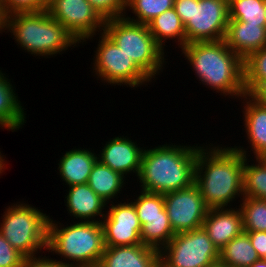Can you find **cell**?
<instances>
[{
	"mask_svg": "<svg viewBox=\"0 0 266 267\" xmlns=\"http://www.w3.org/2000/svg\"><path fill=\"white\" fill-rule=\"evenodd\" d=\"M208 267H230V266H228V265H226V264L221 263L220 261H218V262H215V263H213L212 265H210Z\"/></svg>",
	"mask_w": 266,
	"mask_h": 267,
	"instance_id": "f35d334b",
	"label": "cell"
},
{
	"mask_svg": "<svg viewBox=\"0 0 266 267\" xmlns=\"http://www.w3.org/2000/svg\"><path fill=\"white\" fill-rule=\"evenodd\" d=\"M250 267H266V259L259 258L256 262H254Z\"/></svg>",
	"mask_w": 266,
	"mask_h": 267,
	"instance_id": "74e56055",
	"label": "cell"
},
{
	"mask_svg": "<svg viewBox=\"0 0 266 267\" xmlns=\"http://www.w3.org/2000/svg\"><path fill=\"white\" fill-rule=\"evenodd\" d=\"M254 96L266 106V85H264Z\"/></svg>",
	"mask_w": 266,
	"mask_h": 267,
	"instance_id": "8d00e7d4",
	"label": "cell"
},
{
	"mask_svg": "<svg viewBox=\"0 0 266 267\" xmlns=\"http://www.w3.org/2000/svg\"><path fill=\"white\" fill-rule=\"evenodd\" d=\"M105 19L123 17L126 0H88Z\"/></svg>",
	"mask_w": 266,
	"mask_h": 267,
	"instance_id": "d6a6232c",
	"label": "cell"
},
{
	"mask_svg": "<svg viewBox=\"0 0 266 267\" xmlns=\"http://www.w3.org/2000/svg\"><path fill=\"white\" fill-rule=\"evenodd\" d=\"M224 41L244 61L251 53L266 46V27L229 20Z\"/></svg>",
	"mask_w": 266,
	"mask_h": 267,
	"instance_id": "ac0fdd59",
	"label": "cell"
},
{
	"mask_svg": "<svg viewBox=\"0 0 266 267\" xmlns=\"http://www.w3.org/2000/svg\"><path fill=\"white\" fill-rule=\"evenodd\" d=\"M2 32H3V16L0 11V33L1 35L3 34Z\"/></svg>",
	"mask_w": 266,
	"mask_h": 267,
	"instance_id": "ab89813d",
	"label": "cell"
},
{
	"mask_svg": "<svg viewBox=\"0 0 266 267\" xmlns=\"http://www.w3.org/2000/svg\"><path fill=\"white\" fill-rule=\"evenodd\" d=\"M22 267H69L63 265L62 263L55 261L54 257L51 258L49 255L37 256V257H30L25 258L22 264Z\"/></svg>",
	"mask_w": 266,
	"mask_h": 267,
	"instance_id": "e575fe53",
	"label": "cell"
},
{
	"mask_svg": "<svg viewBox=\"0 0 266 267\" xmlns=\"http://www.w3.org/2000/svg\"><path fill=\"white\" fill-rule=\"evenodd\" d=\"M261 158L266 161V153Z\"/></svg>",
	"mask_w": 266,
	"mask_h": 267,
	"instance_id": "7bdbcfd3",
	"label": "cell"
},
{
	"mask_svg": "<svg viewBox=\"0 0 266 267\" xmlns=\"http://www.w3.org/2000/svg\"><path fill=\"white\" fill-rule=\"evenodd\" d=\"M23 201L5 207L0 233L25 258L41 256L47 250L48 220L42 209Z\"/></svg>",
	"mask_w": 266,
	"mask_h": 267,
	"instance_id": "52a82bcc",
	"label": "cell"
},
{
	"mask_svg": "<svg viewBox=\"0 0 266 267\" xmlns=\"http://www.w3.org/2000/svg\"><path fill=\"white\" fill-rule=\"evenodd\" d=\"M259 258L266 259V232H246Z\"/></svg>",
	"mask_w": 266,
	"mask_h": 267,
	"instance_id": "d590c367",
	"label": "cell"
},
{
	"mask_svg": "<svg viewBox=\"0 0 266 267\" xmlns=\"http://www.w3.org/2000/svg\"><path fill=\"white\" fill-rule=\"evenodd\" d=\"M98 35L97 47L91 62V73L96 76L97 81L100 80L103 85L108 86H129L131 90L144 85L148 87L153 83L104 32Z\"/></svg>",
	"mask_w": 266,
	"mask_h": 267,
	"instance_id": "9c48e42d",
	"label": "cell"
},
{
	"mask_svg": "<svg viewBox=\"0 0 266 267\" xmlns=\"http://www.w3.org/2000/svg\"><path fill=\"white\" fill-rule=\"evenodd\" d=\"M61 154L57 163V174L63 181V186L87 183L92 167L97 161V151L95 153V149H82L78 146Z\"/></svg>",
	"mask_w": 266,
	"mask_h": 267,
	"instance_id": "ffe728a7",
	"label": "cell"
},
{
	"mask_svg": "<svg viewBox=\"0 0 266 267\" xmlns=\"http://www.w3.org/2000/svg\"><path fill=\"white\" fill-rule=\"evenodd\" d=\"M0 70V128L12 132L22 129L27 122L26 110L18 97L13 79ZM12 82V83H11Z\"/></svg>",
	"mask_w": 266,
	"mask_h": 267,
	"instance_id": "44dd1931",
	"label": "cell"
},
{
	"mask_svg": "<svg viewBox=\"0 0 266 267\" xmlns=\"http://www.w3.org/2000/svg\"><path fill=\"white\" fill-rule=\"evenodd\" d=\"M147 25L155 41L165 52L167 40L177 44L175 48L182 49L187 44L184 25L174 7L164 11Z\"/></svg>",
	"mask_w": 266,
	"mask_h": 267,
	"instance_id": "7402d4cb",
	"label": "cell"
},
{
	"mask_svg": "<svg viewBox=\"0 0 266 267\" xmlns=\"http://www.w3.org/2000/svg\"><path fill=\"white\" fill-rule=\"evenodd\" d=\"M102 148L97 154V160L105 166L110 167L113 171L120 173L127 181L130 176L136 178L141 168L142 154L144 146L140 147V142L133 141L127 135H118L102 143ZM130 175V176H129ZM128 177V178H127Z\"/></svg>",
	"mask_w": 266,
	"mask_h": 267,
	"instance_id": "5bb4252c",
	"label": "cell"
},
{
	"mask_svg": "<svg viewBox=\"0 0 266 267\" xmlns=\"http://www.w3.org/2000/svg\"><path fill=\"white\" fill-rule=\"evenodd\" d=\"M239 100L241 106L243 105L241 112L245 129H242L246 132L245 137L249 146H246V149L240 144L232 147L246 157H251L252 154L254 158L262 157L266 153V106L254 95L244 94Z\"/></svg>",
	"mask_w": 266,
	"mask_h": 267,
	"instance_id": "9a60e30c",
	"label": "cell"
},
{
	"mask_svg": "<svg viewBox=\"0 0 266 267\" xmlns=\"http://www.w3.org/2000/svg\"><path fill=\"white\" fill-rule=\"evenodd\" d=\"M203 144L197 153L194 184L209 209L237 207L244 197L246 156L232 146Z\"/></svg>",
	"mask_w": 266,
	"mask_h": 267,
	"instance_id": "6da1fadb",
	"label": "cell"
},
{
	"mask_svg": "<svg viewBox=\"0 0 266 267\" xmlns=\"http://www.w3.org/2000/svg\"><path fill=\"white\" fill-rule=\"evenodd\" d=\"M139 221L143 245L161 251L175 236L166 208L163 209V217L139 218Z\"/></svg>",
	"mask_w": 266,
	"mask_h": 267,
	"instance_id": "d4e9b609",
	"label": "cell"
},
{
	"mask_svg": "<svg viewBox=\"0 0 266 267\" xmlns=\"http://www.w3.org/2000/svg\"><path fill=\"white\" fill-rule=\"evenodd\" d=\"M174 9L184 25L187 44L224 40L228 0H174Z\"/></svg>",
	"mask_w": 266,
	"mask_h": 267,
	"instance_id": "ba28073f",
	"label": "cell"
},
{
	"mask_svg": "<svg viewBox=\"0 0 266 267\" xmlns=\"http://www.w3.org/2000/svg\"><path fill=\"white\" fill-rule=\"evenodd\" d=\"M46 6L52 1V0H41Z\"/></svg>",
	"mask_w": 266,
	"mask_h": 267,
	"instance_id": "60d3db41",
	"label": "cell"
},
{
	"mask_svg": "<svg viewBox=\"0 0 266 267\" xmlns=\"http://www.w3.org/2000/svg\"><path fill=\"white\" fill-rule=\"evenodd\" d=\"M160 263V251L136 244L132 246L105 247L99 267H156Z\"/></svg>",
	"mask_w": 266,
	"mask_h": 267,
	"instance_id": "d6986e66",
	"label": "cell"
},
{
	"mask_svg": "<svg viewBox=\"0 0 266 267\" xmlns=\"http://www.w3.org/2000/svg\"><path fill=\"white\" fill-rule=\"evenodd\" d=\"M4 32L11 34L21 50L39 59L62 55L81 45L47 10L3 17Z\"/></svg>",
	"mask_w": 266,
	"mask_h": 267,
	"instance_id": "277c9868",
	"label": "cell"
},
{
	"mask_svg": "<svg viewBox=\"0 0 266 267\" xmlns=\"http://www.w3.org/2000/svg\"><path fill=\"white\" fill-rule=\"evenodd\" d=\"M174 7V0H126L123 17L131 22L147 25L164 11ZM131 11L132 15L128 12Z\"/></svg>",
	"mask_w": 266,
	"mask_h": 267,
	"instance_id": "4316f807",
	"label": "cell"
},
{
	"mask_svg": "<svg viewBox=\"0 0 266 267\" xmlns=\"http://www.w3.org/2000/svg\"><path fill=\"white\" fill-rule=\"evenodd\" d=\"M65 191L64 203L71 219H74L71 221H102L106 215L107 203L87 183L69 186Z\"/></svg>",
	"mask_w": 266,
	"mask_h": 267,
	"instance_id": "2e32d148",
	"label": "cell"
},
{
	"mask_svg": "<svg viewBox=\"0 0 266 267\" xmlns=\"http://www.w3.org/2000/svg\"><path fill=\"white\" fill-rule=\"evenodd\" d=\"M165 143L144 148L137 177L140 190L166 194L194 184L197 153L203 144Z\"/></svg>",
	"mask_w": 266,
	"mask_h": 267,
	"instance_id": "7a4b0ae2",
	"label": "cell"
},
{
	"mask_svg": "<svg viewBox=\"0 0 266 267\" xmlns=\"http://www.w3.org/2000/svg\"><path fill=\"white\" fill-rule=\"evenodd\" d=\"M243 195L266 200V161L261 157L244 159Z\"/></svg>",
	"mask_w": 266,
	"mask_h": 267,
	"instance_id": "484cf974",
	"label": "cell"
},
{
	"mask_svg": "<svg viewBox=\"0 0 266 267\" xmlns=\"http://www.w3.org/2000/svg\"><path fill=\"white\" fill-rule=\"evenodd\" d=\"M126 178L98 160L93 165L87 184L107 204L118 201L126 183ZM119 195V196H118ZM116 198V199H115Z\"/></svg>",
	"mask_w": 266,
	"mask_h": 267,
	"instance_id": "603a6c76",
	"label": "cell"
},
{
	"mask_svg": "<svg viewBox=\"0 0 266 267\" xmlns=\"http://www.w3.org/2000/svg\"><path fill=\"white\" fill-rule=\"evenodd\" d=\"M24 259L0 233V267H22Z\"/></svg>",
	"mask_w": 266,
	"mask_h": 267,
	"instance_id": "836d02e7",
	"label": "cell"
},
{
	"mask_svg": "<svg viewBox=\"0 0 266 267\" xmlns=\"http://www.w3.org/2000/svg\"><path fill=\"white\" fill-rule=\"evenodd\" d=\"M64 225L49 217L48 254H56L54 260L69 267L97 266L105 248L102 223L71 221Z\"/></svg>",
	"mask_w": 266,
	"mask_h": 267,
	"instance_id": "5b68a950",
	"label": "cell"
},
{
	"mask_svg": "<svg viewBox=\"0 0 266 267\" xmlns=\"http://www.w3.org/2000/svg\"><path fill=\"white\" fill-rule=\"evenodd\" d=\"M246 94L255 95L266 85V46L251 53L243 61Z\"/></svg>",
	"mask_w": 266,
	"mask_h": 267,
	"instance_id": "83f0119b",
	"label": "cell"
},
{
	"mask_svg": "<svg viewBox=\"0 0 266 267\" xmlns=\"http://www.w3.org/2000/svg\"><path fill=\"white\" fill-rule=\"evenodd\" d=\"M258 259L256 250L244 231L219 251V261L230 267H250Z\"/></svg>",
	"mask_w": 266,
	"mask_h": 267,
	"instance_id": "cb8c5ba5",
	"label": "cell"
},
{
	"mask_svg": "<svg viewBox=\"0 0 266 267\" xmlns=\"http://www.w3.org/2000/svg\"><path fill=\"white\" fill-rule=\"evenodd\" d=\"M130 200L136 210L138 218H153V217H163V209L165 208L164 195L152 192H146L140 190ZM136 198V199H134Z\"/></svg>",
	"mask_w": 266,
	"mask_h": 267,
	"instance_id": "4dcf8cb0",
	"label": "cell"
},
{
	"mask_svg": "<svg viewBox=\"0 0 266 267\" xmlns=\"http://www.w3.org/2000/svg\"><path fill=\"white\" fill-rule=\"evenodd\" d=\"M244 232H266V200L243 197L238 204Z\"/></svg>",
	"mask_w": 266,
	"mask_h": 267,
	"instance_id": "f1b7e54d",
	"label": "cell"
},
{
	"mask_svg": "<svg viewBox=\"0 0 266 267\" xmlns=\"http://www.w3.org/2000/svg\"><path fill=\"white\" fill-rule=\"evenodd\" d=\"M180 51L198 83L228 99L239 100L246 94L243 60L224 40L188 43Z\"/></svg>",
	"mask_w": 266,
	"mask_h": 267,
	"instance_id": "3957f363",
	"label": "cell"
},
{
	"mask_svg": "<svg viewBox=\"0 0 266 267\" xmlns=\"http://www.w3.org/2000/svg\"><path fill=\"white\" fill-rule=\"evenodd\" d=\"M46 10L82 45L103 32L106 20L88 0H52Z\"/></svg>",
	"mask_w": 266,
	"mask_h": 267,
	"instance_id": "8fae6325",
	"label": "cell"
},
{
	"mask_svg": "<svg viewBox=\"0 0 266 267\" xmlns=\"http://www.w3.org/2000/svg\"><path fill=\"white\" fill-rule=\"evenodd\" d=\"M219 261V249L203 227L175 234L160 251L161 267H208Z\"/></svg>",
	"mask_w": 266,
	"mask_h": 267,
	"instance_id": "30bf717a",
	"label": "cell"
},
{
	"mask_svg": "<svg viewBox=\"0 0 266 267\" xmlns=\"http://www.w3.org/2000/svg\"><path fill=\"white\" fill-rule=\"evenodd\" d=\"M202 227L219 251L244 231L238 206L209 209Z\"/></svg>",
	"mask_w": 266,
	"mask_h": 267,
	"instance_id": "e0dca14e",
	"label": "cell"
},
{
	"mask_svg": "<svg viewBox=\"0 0 266 267\" xmlns=\"http://www.w3.org/2000/svg\"><path fill=\"white\" fill-rule=\"evenodd\" d=\"M264 15H265V27H266V1H265V12H264Z\"/></svg>",
	"mask_w": 266,
	"mask_h": 267,
	"instance_id": "b9f144b4",
	"label": "cell"
},
{
	"mask_svg": "<svg viewBox=\"0 0 266 267\" xmlns=\"http://www.w3.org/2000/svg\"><path fill=\"white\" fill-rule=\"evenodd\" d=\"M266 0H228L229 20L265 26Z\"/></svg>",
	"mask_w": 266,
	"mask_h": 267,
	"instance_id": "f546056e",
	"label": "cell"
},
{
	"mask_svg": "<svg viewBox=\"0 0 266 267\" xmlns=\"http://www.w3.org/2000/svg\"><path fill=\"white\" fill-rule=\"evenodd\" d=\"M103 32L156 82V76L163 73L169 55L157 44L148 25L134 23L124 17L111 18L105 21Z\"/></svg>",
	"mask_w": 266,
	"mask_h": 267,
	"instance_id": "8992f818",
	"label": "cell"
},
{
	"mask_svg": "<svg viewBox=\"0 0 266 267\" xmlns=\"http://www.w3.org/2000/svg\"><path fill=\"white\" fill-rule=\"evenodd\" d=\"M47 6L41 0H0V11L3 17L17 12H39Z\"/></svg>",
	"mask_w": 266,
	"mask_h": 267,
	"instance_id": "1f68e13d",
	"label": "cell"
},
{
	"mask_svg": "<svg viewBox=\"0 0 266 267\" xmlns=\"http://www.w3.org/2000/svg\"><path fill=\"white\" fill-rule=\"evenodd\" d=\"M121 200L107 204L106 215L101 221L105 247L142 244L141 224L135 207L129 198H126L127 202Z\"/></svg>",
	"mask_w": 266,
	"mask_h": 267,
	"instance_id": "4fadbf2b",
	"label": "cell"
},
{
	"mask_svg": "<svg viewBox=\"0 0 266 267\" xmlns=\"http://www.w3.org/2000/svg\"><path fill=\"white\" fill-rule=\"evenodd\" d=\"M163 195L168 218L175 234L203 226L209 208L195 184Z\"/></svg>",
	"mask_w": 266,
	"mask_h": 267,
	"instance_id": "7c38bea8",
	"label": "cell"
}]
</instances>
